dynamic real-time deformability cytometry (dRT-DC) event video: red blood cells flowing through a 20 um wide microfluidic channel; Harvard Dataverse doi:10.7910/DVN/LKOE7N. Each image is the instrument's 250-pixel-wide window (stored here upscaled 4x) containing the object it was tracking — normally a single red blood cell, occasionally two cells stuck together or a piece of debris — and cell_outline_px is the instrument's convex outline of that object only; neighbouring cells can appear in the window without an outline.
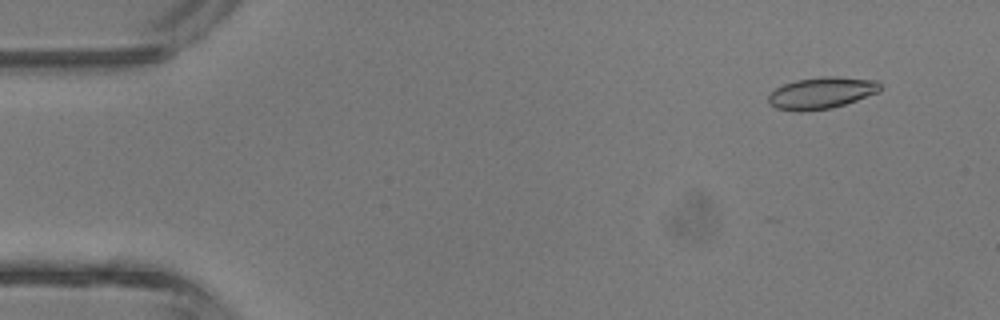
{"species": "common noctule bat (a hibernating species)", "species_latin": "Nyctalus noctula", "temperature_condition": "room temperature", "stored_images_in_passage": 4, "camera_frame_rate_fps": 3000, "um_per_image_px": 0.085, "animal": {"sex": "male", "body_mass_g": 13.3}, "frame": {"image": 1, "passage_image": 1, "time_ms": 0.0, "image_size_px": [1000, 320], "cell_outline_px": [[884, 88], [880, 92], [832, 108], [800, 112], [796, 112], [776, 108], [768, 104], [768, 96], [776, 88], [784, 84], [796, 80], [820, 76], [836, 76], [880, 80], [884, 84]], "centroid_in_image_um": [69.89, 7.89], "position_along_channel_um": 15.1, "area_um2": 21.1}}
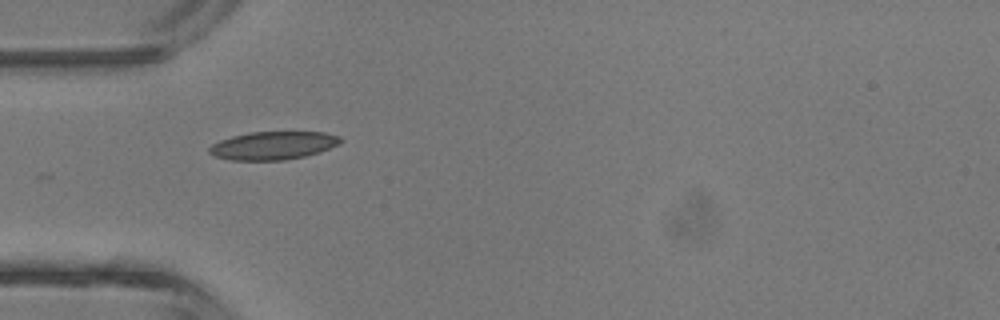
{"frame": {"image": 2, "passage_image": 4, "time_ms": 3.333, "image_size_px": [1000, 320], "cell_outline_px": [[344, 140], [340, 144], [320, 152], [304, 156], [284, 160], [228, 160], [212, 156], [208, 152], [208, 148], [212, 144], [220, 140], [232, 136], [248, 132], [324, 132], [340, 136]], "centroid_in_image_um": [23.21, 12.37], "position_along_channel_um": 61.8, "area_um2": 21.73}}